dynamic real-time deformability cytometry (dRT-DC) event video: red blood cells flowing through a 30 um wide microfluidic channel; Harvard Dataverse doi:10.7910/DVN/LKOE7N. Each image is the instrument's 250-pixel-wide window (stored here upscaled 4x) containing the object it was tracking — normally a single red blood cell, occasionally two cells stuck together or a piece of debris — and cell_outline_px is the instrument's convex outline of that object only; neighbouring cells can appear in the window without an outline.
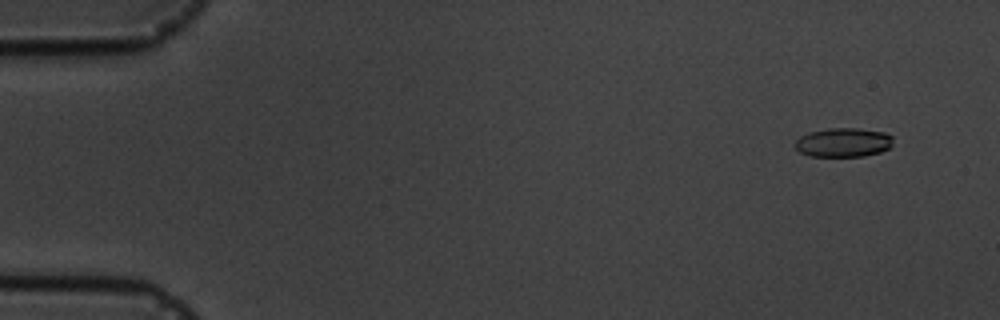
{"species": "common noctule bat (a hibernating species)", "species_latin": "Nyctalus noctula", "temperature_condition": "cold", "stored_images_in_passage": 6, "camera_frame_rate_fps": 3000, "um_per_image_px": 0.085, "animal": {"sex": "male", "body_mass_g": 19.5, "forearm_length_mm": 54.6}, "frame": {"image": 1, "passage_image": 6, "time_ms": 6.333, "image_size_px": [1000, 320], "cell_outline_px": [[892, 144], [888, 148], [880, 152], [864, 156], [812, 156], [800, 152], [796, 148], [796, 140], [800, 136], [808, 132], [828, 128], [856, 128], [884, 132], [892, 136]], "centroid_in_image_um": [71.68, 12.1], "position_along_channel_um": 13.3, "area_um2": 16.53}}